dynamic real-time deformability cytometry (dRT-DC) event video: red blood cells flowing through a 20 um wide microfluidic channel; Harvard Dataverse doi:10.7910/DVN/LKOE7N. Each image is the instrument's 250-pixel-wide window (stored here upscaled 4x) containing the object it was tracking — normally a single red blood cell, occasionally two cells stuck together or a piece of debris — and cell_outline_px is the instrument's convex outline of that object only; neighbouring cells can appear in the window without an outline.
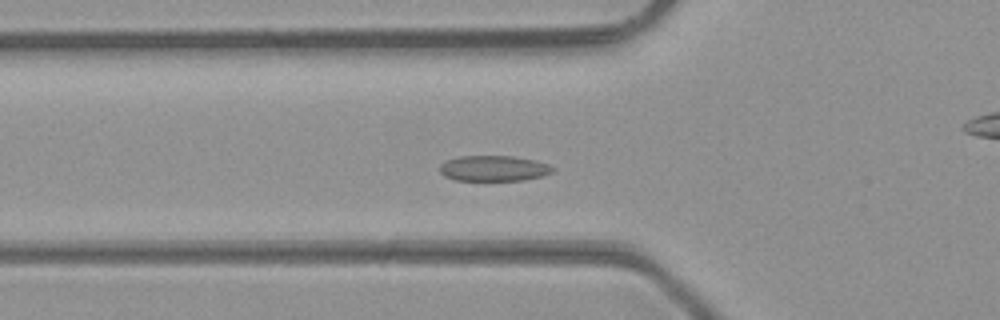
{"species": "common noctule bat (a hibernating species)", "species_latin": "Nyctalus noctula", "temperature_condition": "room temperature", "stored_images_in_passage": 44, "camera_frame_rate_fps": 3000, "um_per_image_px": 0.085, "animal": {"sex": "male", "body_mass_g": 23.1, "forearm_length_mm": 52.7}, "frame": {"image": 1, "passage_image": 12, "time_ms": 3.667, "image_size_px": [1000, 320], "cell_outline_px": [[556, 168], [552, 172], [544, 176], [524, 180], [456, 180], [444, 176], [440, 172], [440, 164], [444, 160], [460, 156], [512, 156], [536, 160], [548, 164]], "centroid_in_image_um": [41.98, 14.3], "position_along_channel_um": 83.8, "area_um2": 16.99}}
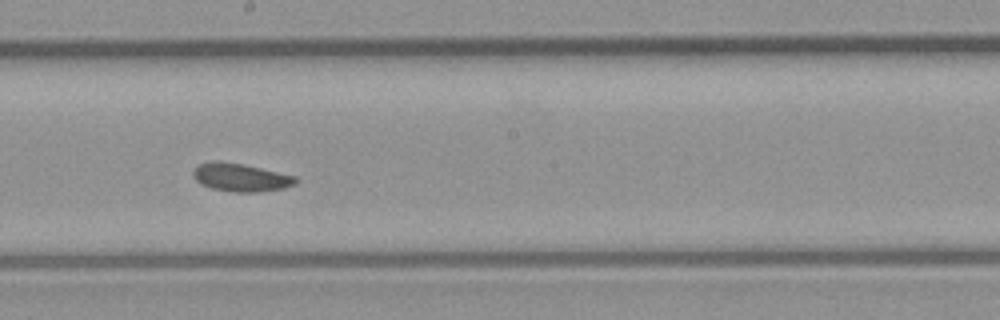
{"frame": {"image": 2, "passage_image": 22, "time_ms": 7.0, "image_size_px": [1000, 320], "cell_outline_px": [[300, 180], [296, 184], [284, 188], [260, 192], [232, 192], [212, 188], [200, 184], [192, 176], [192, 172], [196, 164], [212, 160], [220, 160], [244, 164], [296, 176]], "centroid_in_image_um": [20.44, 15.06], "position_along_channel_um": 227.8, "area_um2": 17.22}}
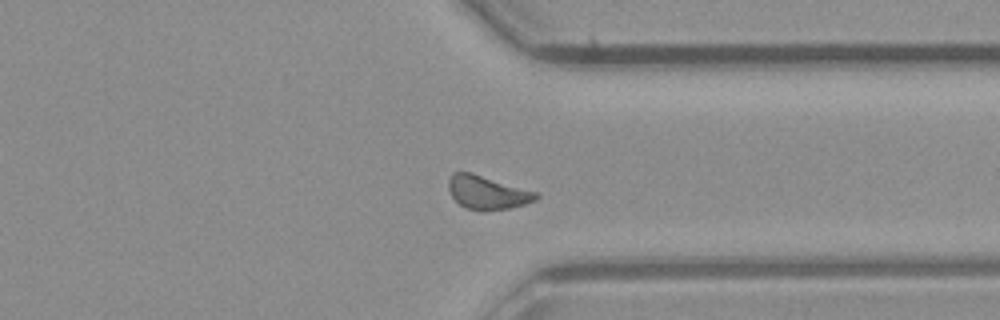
{"frame": {"image": 3, "passage_image": 32, "time_ms": 10.333, "image_size_px": [1000, 320], "cell_outline_px": [[540, 196], [536, 200], [524, 204], [508, 208], [484, 212], [480, 212], [464, 208], [452, 196], [448, 188], [448, 180], [452, 172], [472, 172], [536, 192]], "centroid_in_image_um": [41.39, 16.37], "position_along_channel_um": 370.0, "area_um2": 17.22}, "authors_computed_cell_mechanics": {"area_um2": 16.9065, "velocity_mm_per_s": 4.2951, "shape_relaxation_time_tau1_ms": 1.8019, "shape_relaxation_time_tau2_ms": 4.7223, "deformation_change_tau1": 0.0518, "deformation_change_tau2": 0.0879}}